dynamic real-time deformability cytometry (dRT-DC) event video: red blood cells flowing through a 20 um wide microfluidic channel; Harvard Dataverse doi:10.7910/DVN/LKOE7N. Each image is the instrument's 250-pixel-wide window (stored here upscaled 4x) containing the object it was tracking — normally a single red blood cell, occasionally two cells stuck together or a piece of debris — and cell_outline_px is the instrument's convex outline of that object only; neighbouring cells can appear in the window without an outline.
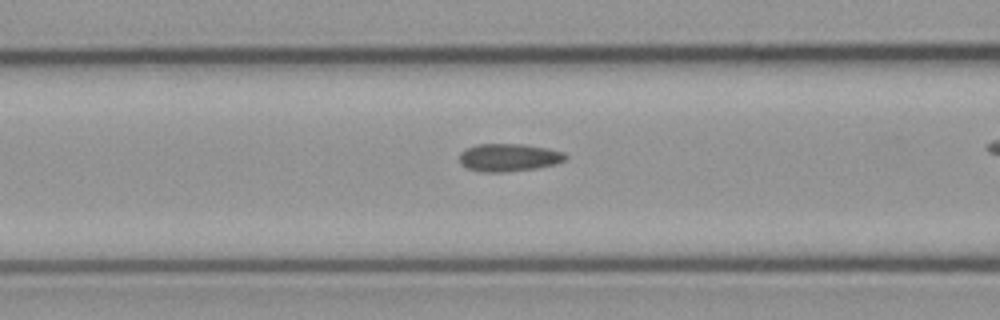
{"species": "common noctule bat (a hibernating species)", "species_latin": "Nyctalus noctula", "temperature_condition": "cold", "stored_images_in_passage": 32, "camera_frame_rate_fps": 3000, "um_per_image_px": 0.085, "animal": {"sex": "male", "body_mass_g": 23.1, "forearm_length_mm": 52.7}, "frame": {"image": 1, "passage_image": 11, "time_ms": 3.333, "image_size_px": [1000, 320], "cell_outline_px": [[568, 156], [564, 160], [556, 164], [536, 168], [504, 172], [484, 172], [468, 168], [460, 164], [460, 152], [476, 144], [524, 144], [564, 152]], "centroid_in_image_um": [43.24, 13.38], "position_along_channel_um": 123.4, "area_um2": 17.05}}
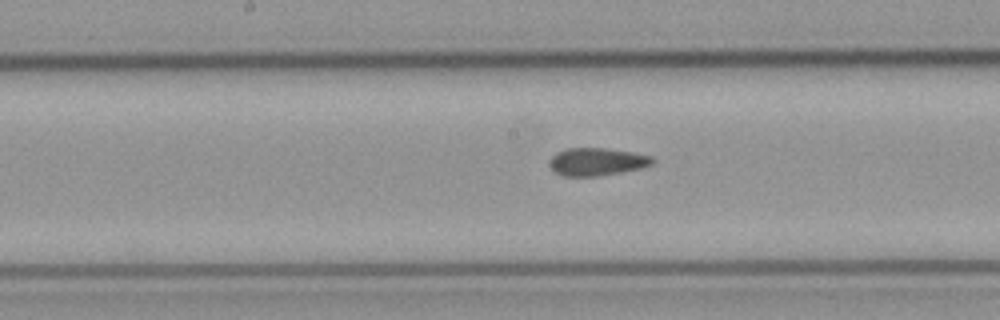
{"frame": {"image": 2, "passage_image": 17, "time_ms": 5.333, "image_size_px": [1000, 320], "cell_outline_px": [[656, 160], [652, 164], [640, 168], [600, 176], [564, 176], [556, 172], [548, 164], [548, 160], [556, 152], [568, 148], [604, 148], [632, 152], [652, 156]], "centroid_in_image_um": [50.72, 13.74], "position_along_channel_um": 197.5, "area_um2": 16.65}}
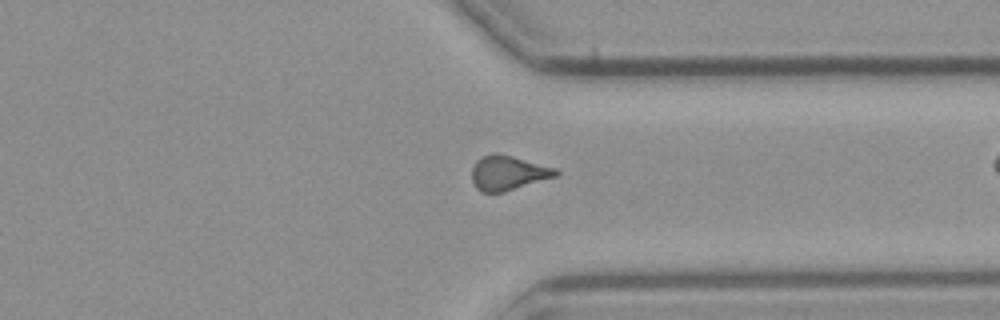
{"frame": {"image": 3, "passage_image": 31, "time_ms": 10.0, "image_size_px": [1000, 320], "cell_outline_px": [[560, 172], [556, 176], [504, 192], [480, 192], [476, 188], [472, 180], [472, 168], [476, 160], [492, 152], [496, 152], [512, 156], [556, 168]], "centroid_in_image_um": [43.16, 14.69], "position_along_channel_um": 368.2, "area_um2": 16.88}}